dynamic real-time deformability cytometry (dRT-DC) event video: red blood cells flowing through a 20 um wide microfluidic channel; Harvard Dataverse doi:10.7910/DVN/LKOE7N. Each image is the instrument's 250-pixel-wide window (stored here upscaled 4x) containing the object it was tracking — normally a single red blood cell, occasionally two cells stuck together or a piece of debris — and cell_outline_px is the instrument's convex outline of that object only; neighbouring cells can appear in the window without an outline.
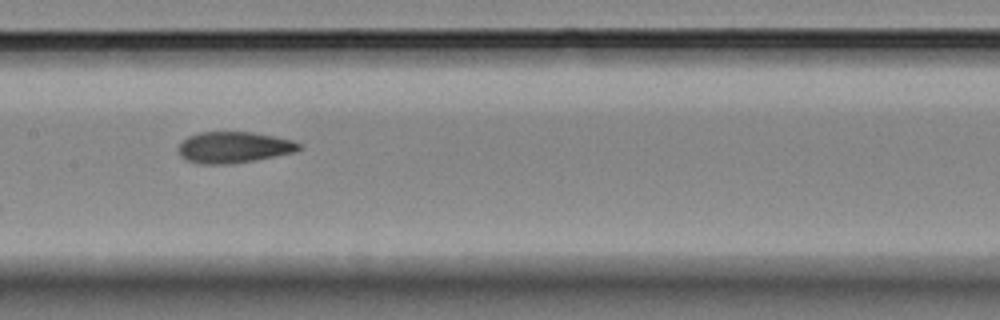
{"species": "Egyptian fruit bat (a non-hibernating species)", "species_latin": "Rousettus aegyptiacus", "temperature_condition": "room temperature", "stored_images_in_passage": 7, "camera_frame_rate_fps": 3000, "um_per_image_px": 0.085, "animal": {"sex": "female"}, "frame": {"image": 1, "passage_image": 5, "time_ms": 6.333, "image_size_px": [1000, 320], "cell_outline_px": [[300, 148], [296, 152], [256, 160], [232, 164], [200, 164], [188, 160], [180, 156], [180, 144], [188, 136], [200, 132], [252, 132], [292, 140], [300, 144]], "centroid_in_image_um": [19.89, 12.53], "position_along_channel_um": 187.5, "area_um2": 21.79}}
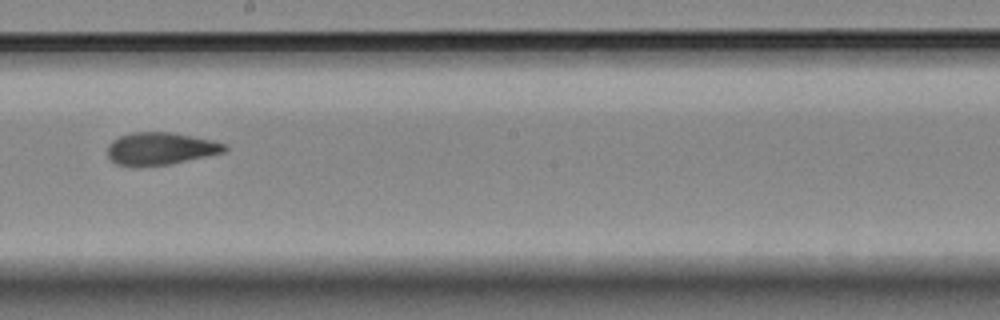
{"frame": {"image": 2, "passage_image": 6, "time_ms": 7.667, "image_size_px": [1000, 320], "cell_outline_px": [[228, 148], [224, 152], [168, 164], [116, 164], [108, 156], [108, 144], [112, 140], [120, 136], [132, 132], [172, 132], [212, 140], [224, 144]], "centroid_in_image_um": [13.64, 12.59], "position_along_channel_um": 234.6, "area_um2": 21.44}}